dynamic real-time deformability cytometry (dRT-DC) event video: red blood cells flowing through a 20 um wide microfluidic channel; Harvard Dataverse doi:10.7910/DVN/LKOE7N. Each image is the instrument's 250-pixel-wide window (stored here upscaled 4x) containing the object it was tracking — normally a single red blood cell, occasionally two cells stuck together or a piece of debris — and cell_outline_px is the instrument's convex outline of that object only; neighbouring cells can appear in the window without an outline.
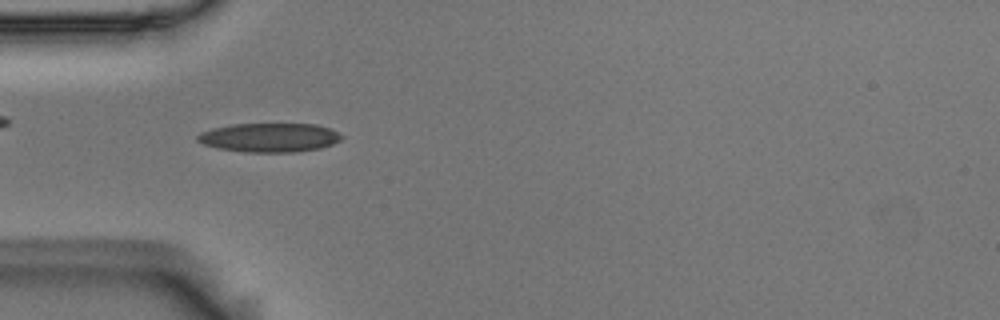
{"species": "Egyptian fruit bat (a non-hibernating species)", "species_latin": "Rousettus aegyptiacus", "temperature_condition": "room temperature", "stored_images_in_passage": 54, "camera_frame_rate_fps": 3000, "um_per_image_px": 0.085, "animal": {"sex": "male"}, "frame": {"image": 1, "passage_image": 16, "time_ms": 5.0, "image_size_px": [1000, 320], "cell_outline_px": [[344, 136], [340, 140], [332, 144], [320, 148], [292, 152], [244, 152], [216, 148], [204, 144], [196, 140], [196, 136], [200, 132], [212, 128], [232, 124], [316, 124], [332, 128]], "centroid_in_image_um": [22.9, 11.68], "position_along_channel_um": 62.1, "area_um2": 24.51}}
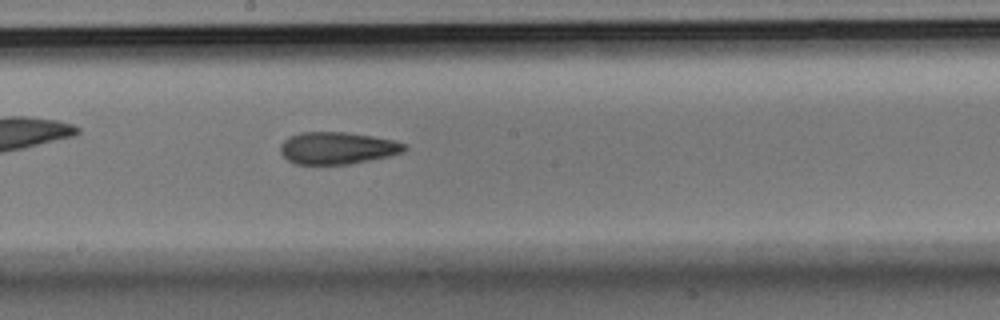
{"frame": {"image": 2, "passage_image": 29, "time_ms": 9.333, "image_size_px": [1000, 320], "cell_outline_px": [[408, 148], [404, 152], [388, 156], [348, 164], [296, 164], [288, 160], [280, 152], [280, 144], [288, 136], [300, 132], [344, 132], [372, 136], [392, 140], [408, 144]], "centroid_in_image_um": [28.67, 12.58], "position_along_channel_um": 219.5, "area_um2": 23.24}}
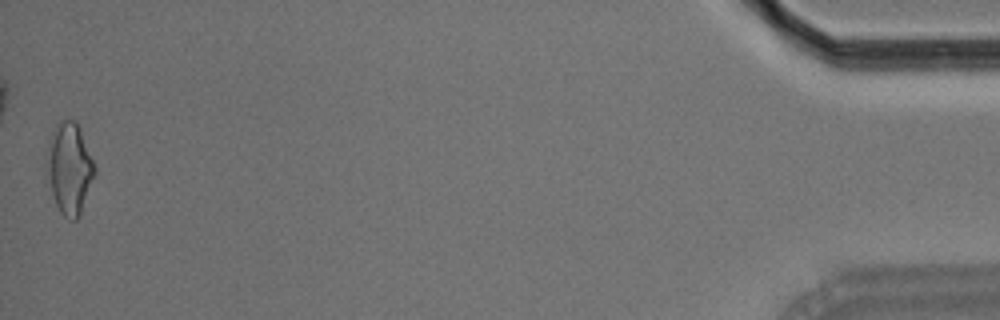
{"frame": {"image": 3, "passage_image": 54, "time_ms": 17.667, "image_size_px": [1000, 320], "cell_outline_px": [[96, 172], [80, 216], [76, 220], [68, 220], [60, 212], [56, 204], [52, 192], [44, 164], [48, 144], [56, 124], [60, 120], [76, 120], [80, 128], [96, 168]], "centroid_in_image_um": [5.9, 14.31], "position_along_channel_um": 429.3, "area_um2": 25.66}, "authors_computed_cell_mechanics": {"area_um2": 22.9177, "velocity_mm_per_s": 3.6449, "shape_relaxation_time_tau1_ms": null, "shape_relaxation_time_tau2_ms": 4.5181, "deformation_change_tau1": null, "deformation_change_tau2": 0.1487}}